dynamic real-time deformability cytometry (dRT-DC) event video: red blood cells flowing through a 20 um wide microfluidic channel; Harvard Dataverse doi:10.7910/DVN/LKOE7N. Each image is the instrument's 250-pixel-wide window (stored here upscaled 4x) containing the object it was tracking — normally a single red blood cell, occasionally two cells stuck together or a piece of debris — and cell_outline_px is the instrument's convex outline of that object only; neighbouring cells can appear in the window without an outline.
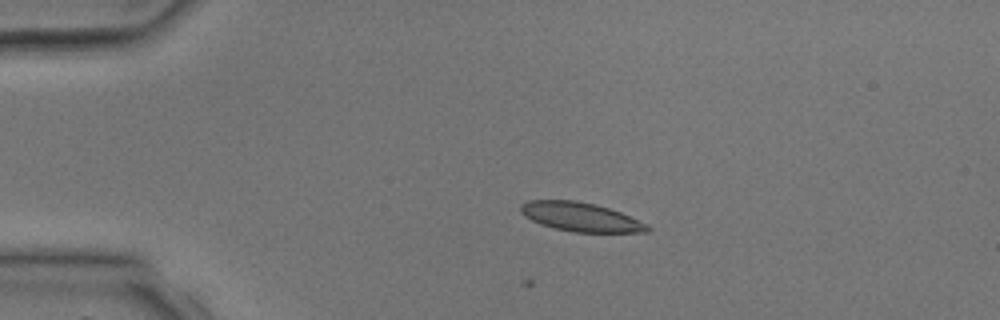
{"species": "common noctule bat (a hibernating species)", "species_latin": "Nyctalus noctula", "temperature_condition": "room temperature", "stored_images_in_passage": 5, "camera_frame_rate_fps": 3000, "um_per_image_px": 0.085, "animal": {"sex": "male", "body_mass_g": 17.9, "forearm_length_mm": 54.2}, "frame": {"image": 1, "passage_image": 3, "time_ms": 2.333, "image_size_px": [1000, 320], "cell_outline_px": [[652, 228], [648, 232], [576, 232], [556, 228], [540, 224], [524, 216], [520, 212], [520, 204], [528, 200], [576, 200], [596, 204], [620, 212], [648, 224]], "centroid_in_image_um": [49.35, 18.43], "position_along_channel_um": 35.7, "area_um2": 21.39}}